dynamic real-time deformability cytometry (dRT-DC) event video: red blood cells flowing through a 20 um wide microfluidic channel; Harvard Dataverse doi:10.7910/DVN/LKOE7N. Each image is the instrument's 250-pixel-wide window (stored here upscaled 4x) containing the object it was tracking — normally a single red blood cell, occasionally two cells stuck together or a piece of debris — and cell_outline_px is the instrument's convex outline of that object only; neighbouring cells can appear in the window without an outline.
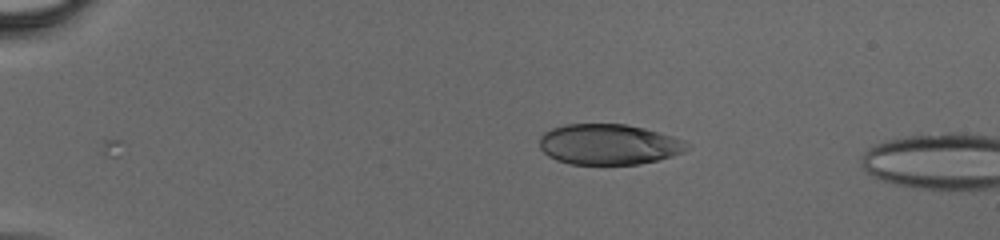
{"species": "human", "species_latin": "Homo sapiens", "temperature_condition": "cold", "stored_images_in_passage": 5, "camera_frame_rate_fps": 3000, "um_per_image_px": 0.085, "donor": {"sex": "male"}, "frame": {"image": 1, "passage_image": 1, "time_ms": 0.0, "image_size_px": [1000, 240], "cell_outline_px": [[692, 144], [684, 152], [672, 156], [640, 164], [572, 164], [556, 160], [548, 156], [540, 148], [540, 136], [544, 132], [552, 128], [564, 124], [624, 124], [644, 128], [672, 136]], "centroid_in_image_um": [51.74, 12.27], "position_along_channel_um": 33.3, "area_um2": 34.91}}